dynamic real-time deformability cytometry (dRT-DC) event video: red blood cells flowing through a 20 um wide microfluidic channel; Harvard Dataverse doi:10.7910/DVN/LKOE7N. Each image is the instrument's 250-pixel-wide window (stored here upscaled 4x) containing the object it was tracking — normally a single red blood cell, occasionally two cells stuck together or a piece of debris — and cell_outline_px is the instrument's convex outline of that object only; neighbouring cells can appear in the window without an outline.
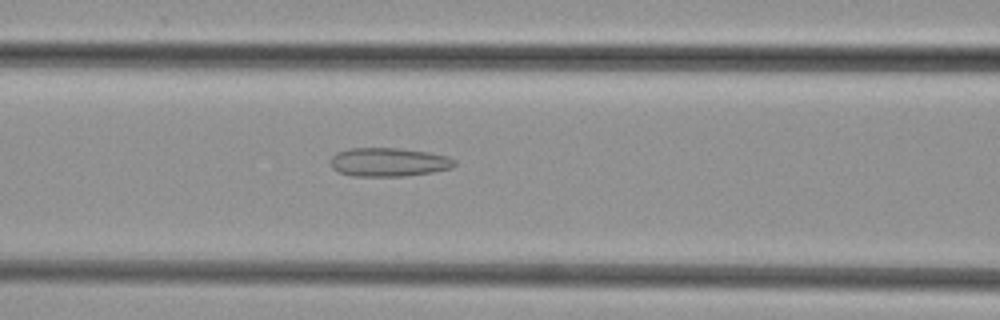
{"species": "common noctule bat (a hibernating species)", "species_latin": "Nyctalus noctula", "temperature_condition": "cold", "stored_images_in_passage": 48, "camera_frame_rate_fps": 3000, "um_per_image_px": 0.085, "animal": {"sex": "female", "body_mass_g": 29.2, "forearm_length_mm": 56.3}, "frame": {"image": 1, "passage_image": 20, "time_ms": 6.333, "image_size_px": [1000, 320], "cell_outline_px": [[456, 164], [452, 168], [432, 172], [404, 176], [352, 176], [340, 172], [332, 168], [332, 156], [336, 152], [348, 148], [400, 148], [428, 152], [448, 156], [456, 160]], "centroid_in_image_um": [33.06, 13.77], "position_along_channel_um": 133.5, "area_um2": 20.81}}
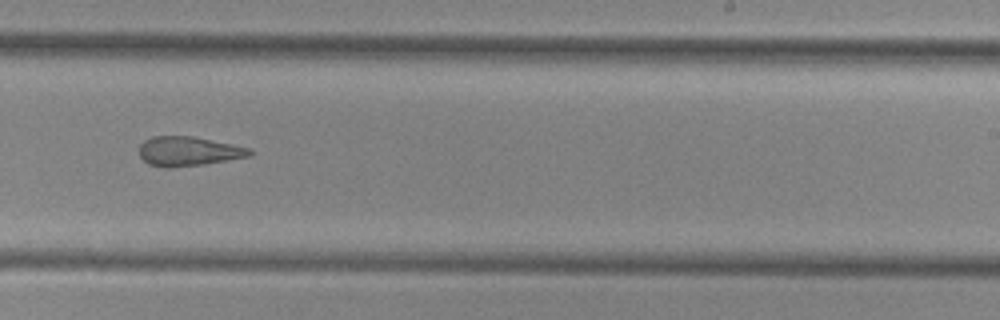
{"frame": {"image": 2, "passage_image": 30, "time_ms": 9.667, "image_size_px": [1000, 320], "cell_outline_px": [[252, 156], [204, 164], [172, 168], [164, 168], [148, 164], [140, 156], [140, 144], [144, 140], [152, 136], [192, 136], [252, 148]], "centroid_in_image_um": [16.02, 12.86], "position_along_channel_um": 273.0, "area_um2": 19.07}}
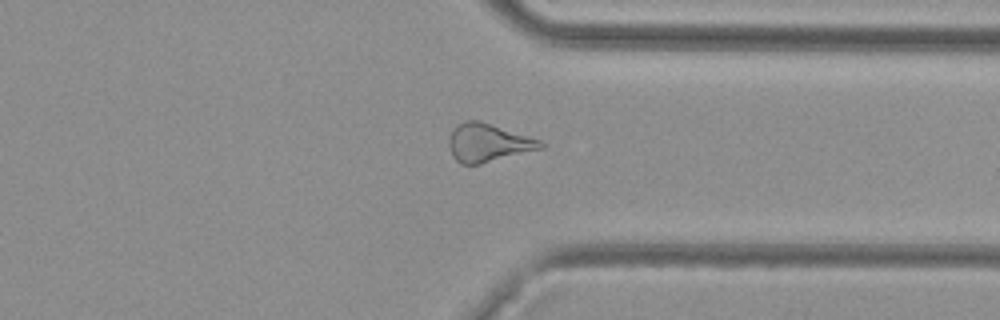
{"frame": {"image": 3, "passage_image": 37, "time_ms": 12.0, "image_size_px": [1000, 320], "cell_outline_px": [[544, 148], [480, 164], [460, 164], [452, 156], [448, 144], [448, 136], [456, 124], [464, 120], [480, 120], [540, 140], [544, 144]], "centroid_in_image_um": [41.44, 12.13], "position_along_channel_um": 370.0, "area_um2": 20.52}}